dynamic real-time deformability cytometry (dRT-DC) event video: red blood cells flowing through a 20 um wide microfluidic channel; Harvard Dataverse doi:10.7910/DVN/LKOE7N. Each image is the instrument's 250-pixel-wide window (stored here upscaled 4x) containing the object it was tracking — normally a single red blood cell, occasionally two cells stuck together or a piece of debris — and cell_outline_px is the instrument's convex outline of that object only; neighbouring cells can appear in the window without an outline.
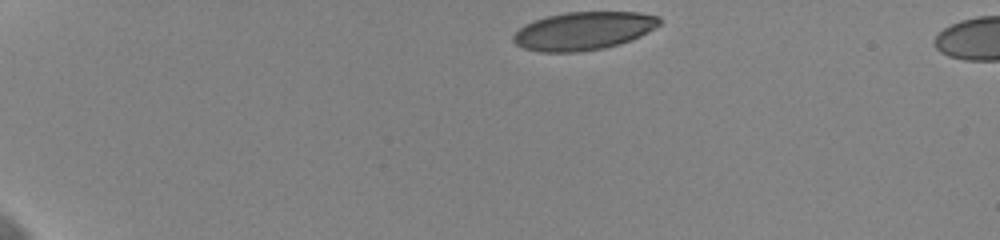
{"species": "human", "species_latin": "Homo sapiens", "temperature_condition": "cold", "stored_images_in_passage": 39, "camera_frame_rate_fps": 3000, "um_per_image_px": 0.085, "donor": {"sex": "female"}, "frame": {"image": 1, "passage_image": 1, "time_ms": 0.0, "image_size_px": [1000, 240], "cell_outline_px": [[660, 24], [648, 32], [640, 36], [620, 44], [604, 48], [576, 52], [540, 52], [524, 48], [516, 44], [512, 40], [512, 36], [524, 24], [532, 20], [548, 16], [568, 12], [640, 12], [660, 16]], "centroid_in_image_um": [49.59, 2.62], "position_along_channel_um": 35.4, "area_um2": 32.54}}
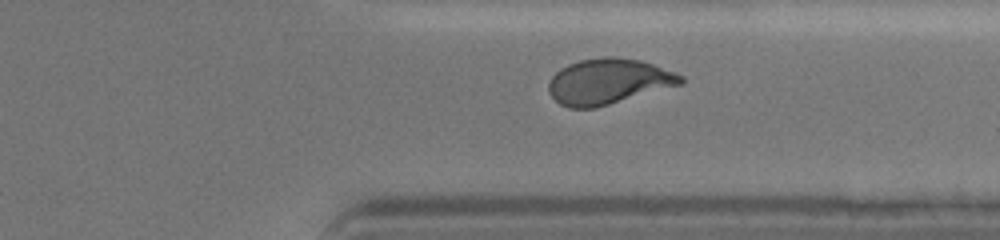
{"frame": {"image": 2, "passage_image": 35, "time_ms": 11.333, "image_size_px": [1000, 240], "cell_outline_px": [[684, 84], [608, 104], [592, 108], [568, 108], [560, 104], [548, 92], [548, 84], [552, 76], [560, 68], [568, 64], [580, 60], [604, 56], [612, 56], [640, 60], [676, 72], [684, 76]], "centroid_in_image_um": [51.72, 6.91], "position_along_channel_um": 359.7, "area_um2": 35.08}}
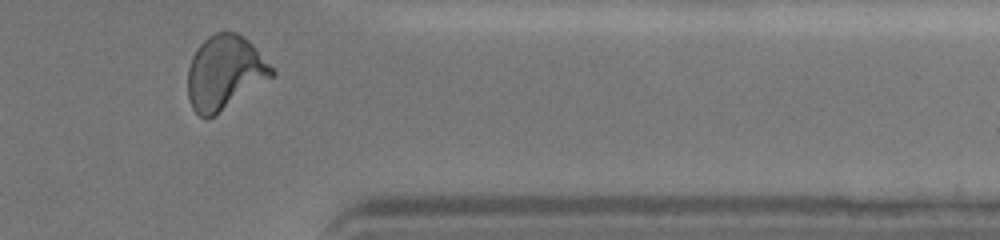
{"frame": {"image": 3, "passage_image": 38, "time_ms": 12.333, "image_size_px": [1000, 240], "cell_outline_px": [[276, 76], [212, 116], [200, 116], [192, 108], [188, 96], [188, 68], [192, 56], [196, 48], [208, 36], [216, 32], [236, 32], [244, 36], [256, 48], [276, 72]], "centroid_in_image_um": [19.11, 6.14], "position_along_channel_um": 392.3, "area_um2": 36.07}, "authors_computed_cell_mechanics": {"area_um2": 35.0846, "velocity_mm_per_s": 3.6265, "shape_relaxation_time_tau1_ms": 4.6347, "shape_relaxation_time_tau2_ms": 1.073, "deformation_change_tau1": 0.1713, "deformation_change_tau2": 0.0694}}